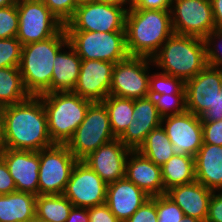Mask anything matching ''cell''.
<instances>
[{
  "label": "cell",
  "mask_w": 222,
  "mask_h": 222,
  "mask_svg": "<svg viewBox=\"0 0 222 222\" xmlns=\"http://www.w3.org/2000/svg\"><path fill=\"white\" fill-rule=\"evenodd\" d=\"M3 148L40 151L54 143L48 132L47 115L39 96L4 107Z\"/></svg>",
  "instance_id": "6da1fadb"
},
{
  "label": "cell",
  "mask_w": 222,
  "mask_h": 222,
  "mask_svg": "<svg viewBox=\"0 0 222 222\" xmlns=\"http://www.w3.org/2000/svg\"><path fill=\"white\" fill-rule=\"evenodd\" d=\"M173 33L170 10H127L125 37L129 56L152 58Z\"/></svg>",
  "instance_id": "7a4b0ae2"
},
{
  "label": "cell",
  "mask_w": 222,
  "mask_h": 222,
  "mask_svg": "<svg viewBox=\"0 0 222 222\" xmlns=\"http://www.w3.org/2000/svg\"><path fill=\"white\" fill-rule=\"evenodd\" d=\"M68 35L63 26L54 36L22 46L19 70L30 95L51 93V77L57 53L66 47Z\"/></svg>",
  "instance_id": "3957f363"
},
{
  "label": "cell",
  "mask_w": 222,
  "mask_h": 222,
  "mask_svg": "<svg viewBox=\"0 0 222 222\" xmlns=\"http://www.w3.org/2000/svg\"><path fill=\"white\" fill-rule=\"evenodd\" d=\"M163 73L182 79H192L207 66L206 46L202 38L173 33L152 57Z\"/></svg>",
  "instance_id": "277c9868"
},
{
  "label": "cell",
  "mask_w": 222,
  "mask_h": 222,
  "mask_svg": "<svg viewBox=\"0 0 222 222\" xmlns=\"http://www.w3.org/2000/svg\"><path fill=\"white\" fill-rule=\"evenodd\" d=\"M47 115L48 132L54 144H67L84 120L92 101L72 91L38 95Z\"/></svg>",
  "instance_id": "5b68a950"
},
{
  "label": "cell",
  "mask_w": 222,
  "mask_h": 222,
  "mask_svg": "<svg viewBox=\"0 0 222 222\" xmlns=\"http://www.w3.org/2000/svg\"><path fill=\"white\" fill-rule=\"evenodd\" d=\"M116 139L110 127L107 109L102 102H92L84 120L67 142L69 151L83 161L100 146Z\"/></svg>",
  "instance_id": "8992f818"
},
{
  "label": "cell",
  "mask_w": 222,
  "mask_h": 222,
  "mask_svg": "<svg viewBox=\"0 0 222 222\" xmlns=\"http://www.w3.org/2000/svg\"><path fill=\"white\" fill-rule=\"evenodd\" d=\"M68 41L82 60L117 63L129 54L125 32L66 31Z\"/></svg>",
  "instance_id": "52a82bcc"
},
{
  "label": "cell",
  "mask_w": 222,
  "mask_h": 222,
  "mask_svg": "<svg viewBox=\"0 0 222 222\" xmlns=\"http://www.w3.org/2000/svg\"><path fill=\"white\" fill-rule=\"evenodd\" d=\"M39 195L63 194L77 159L66 144L39 151Z\"/></svg>",
  "instance_id": "ba28073f"
},
{
  "label": "cell",
  "mask_w": 222,
  "mask_h": 222,
  "mask_svg": "<svg viewBox=\"0 0 222 222\" xmlns=\"http://www.w3.org/2000/svg\"><path fill=\"white\" fill-rule=\"evenodd\" d=\"M17 11L22 46L52 37L64 26L41 0H19Z\"/></svg>",
  "instance_id": "9c48e42d"
},
{
  "label": "cell",
  "mask_w": 222,
  "mask_h": 222,
  "mask_svg": "<svg viewBox=\"0 0 222 222\" xmlns=\"http://www.w3.org/2000/svg\"><path fill=\"white\" fill-rule=\"evenodd\" d=\"M126 8L99 1L80 5L65 24L66 31L125 32Z\"/></svg>",
  "instance_id": "30bf717a"
},
{
  "label": "cell",
  "mask_w": 222,
  "mask_h": 222,
  "mask_svg": "<svg viewBox=\"0 0 222 222\" xmlns=\"http://www.w3.org/2000/svg\"><path fill=\"white\" fill-rule=\"evenodd\" d=\"M170 13L175 34L204 39L216 28L211 0H171Z\"/></svg>",
  "instance_id": "8fae6325"
},
{
  "label": "cell",
  "mask_w": 222,
  "mask_h": 222,
  "mask_svg": "<svg viewBox=\"0 0 222 222\" xmlns=\"http://www.w3.org/2000/svg\"><path fill=\"white\" fill-rule=\"evenodd\" d=\"M152 58L128 56L115 64L110 95L138 99L149 96V72Z\"/></svg>",
  "instance_id": "7c38bea8"
},
{
  "label": "cell",
  "mask_w": 222,
  "mask_h": 222,
  "mask_svg": "<svg viewBox=\"0 0 222 222\" xmlns=\"http://www.w3.org/2000/svg\"><path fill=\"white\" fill-rule=\"evenodd\" d=\"M107 184L84 161L74 165L63 195L73 207L89 208L106 204Z\"/></svg>",
  "instance_id": "4fadbf2b"
},
{
  "label": "cell",
  "mask_w": 222,
  "mask_h": 222,
  "mask_svg": "<svg viewBox=\"0 0 222 222\" xmlns=\"http://www.w3.org/2000/svg\"><path fill=\"white\" fill-rule=\"evenodd\" d=\"M161 124L173 145L174 155L194 157L202 147L203 130L201 117L186 110L180 114L162 117Z\"/></svg>",
  "instance_id": "5bb4252c"
},
{
  "label": "cell",
  "mask_w": 222,
  "mask_h": 222,
  "mask_svg": "<svg viewBox=\"0 0 222 222\" xmlns=\"http://www.w3.org/2000/svg\"><path fill=\"white\" fill-rule=\"evenodd\" d=\"M221 89L222 71L207 65L196 76L185 82L187 111L201 117L212 108Z\"/></svg>",
  "instance_id": "9a60e30c"
},
{
  "label": "cell",
  "mask_w": 222,
  "mask_h": 222,
  "mask_svg": "<svg viewBox=\"0 0 222 222\" xmlns=\"http://www.w3.org/2000/svg\"><path fill=\"white\" fill-rule=\"evenodd\" d=\"M115 63L82 60L77 83L72 92L92 102H102L110 95Z\"/></svg>",
  "instance_id": "2e32d148"
},
{
  "label": "cell",
  "mask_w": 222,
  "mask_h": 222,
  "mask_svg": "<svg viewBox=\"0 0 222 222\" xmlns=\"http://www.w3.org/2000/svg\"><path fill=\"white\" fill-rule=\"evenodd\" d=\"M0 157L7 164L16 190L39 195V151L0 149Z\"/></svg>",
  "instance_id": "e0dca14e"
},
{
  "label": "cell",
  "mask_w": 222,
  "mask_h": 222,
  "mask_svg": "<svg viewBox=\"0 0 222 222\" xmlns=\"http://www.w3.org/2000/svg\"><path fill=\"white\" fill-rule=\"evenodd\" d=\"M130 151V148L116 138L100 146L83 161L106 184H110L125 177L126 161Z\"/></svg>",
  "instance_id": "ac0fdd59"
},
{
  "label": "cell",
  "mask_w": 222,
  "mask_h": 222,
  "mask_svg": "<svg viewBox=\"0 0 222 222\" xmlns=\"http://www.w3.org/2000/svg\"><path fill=\"white\" fill-rule=\"evenodd\" d=\"M133 121L118 138L131 150H137L148 133L162 125V116L155 106L153 97L147 96L134 100Z\"/></svg>",
  "instance_id": "d6986e66"
},
{
  "label": "cell",
  "mask_w": 222,
  "mask_h": 222,
  "mask_svg": "<svg viewBox=\"0 0 222 222\" xmlns=\"http://www.w3.org/2000/svg\"><path fill=\"white\" fill-rule=\"evenodd\" d=\"M150 196L123 177L107 184L106 205L120 222H125Z\"/></svg>",
  "instance_id": "ffe728a7"
},
{
  "label": "cell",
  "mask_w": 222,
  "mask_h": 222,
  "mask_svg": "<svg viewBox=\"0 0 222 222\" xmlns=\"http://www.w3.org/2000/svg\"><path fill=\"white\" fill-rule=\"evenodd\" d=\"M125 177L150 197L166 194L161 166L156 165L137 150H131L128 154Z\"/></svg>",
  "instance_id": "44dd1931"
},
{
  "label": "cell",
  "mask_w": 222,
  "mask_h": 222,
  "mask_svg": "<svg viewBox=\"0 0 222 222\" xmlns=\"http://www.w3.org/2000/svg\"><path fill=\"white\" fill-rule=\"evenodd\" d=\"M212 194V190L196 180L171 187L166 191V195L182 209L184 215L194 217L201 222H205L207 219Z\"/></svg>",
  "instance_id": "7402d4cb"
},
{
  "label": "cell",
  "mask_w": 222,
  "mask_h": 222,
  "mask_svg": "<svg viewBox=\"0 0 222 222\" xmlns=\"http://www.w3.org/2000/svg\"><path fill=\"white\" fill-rule=\"evenodd\" d=\"M195 179L212 191H222V146L203 144L194 156Z\"/></svg>",
  "instance_id": "603a6c76"
},
{
  "label": "cell",
  "mask_w": 222,
  "mask_h": 222,
  "mask_svg": "<svg viewBox=\"0 0 222 222\" xmlns=\"http://www.w3.org/2000/svg\"><path fill=\"white\" fill-rule=\"evenodd\" d=\"M66 48L69 53L61 49L53 62L51 93L73 91L77 83L82 59L69 42Z\"/></svg>",
  "instance_id": "cb8c5ba5"
},
{
  "label": "cell",
  "mask_w": 222,
  "mask_h": 222,
  "mask_svg": "<svg viewBox=\"0 0 222 222\" xmlns=\"http://www.w3.org/2000/svg\"><path fill=\"white\" fill-rule=\"evenodd\" d=\"M36 195L13 192L0 195V222H33L36 218Z\"/></svg>",
  "instance_id": "d4e9b609"
},
{
  "label": "cell",
  "mask_w": 222,
  "mask_h": 222,
  "mask_svg": "<svg viewBox=\"0 0 222 222\" xmlns=\"http://www.w3.org/2000/svg\"><path fill=\"white\" fill-rule=\"evenodd\" d=\"M162 180L165 191L177 185L194 182V157L189 155H173L161 166Z\"/></svg>",
  "instance_id": "484cf974"
},
{
  "label": "cell",
  "mask_w": 222,
  "mask_h": 222,
  "mask_svg": "<svg viewBox=\"0 0 222 222\" xmlns=\"http://www.w3.org/2000/svg\"><path fill=\"white\" fill-rule=\"evenodd\" d=\"M30 96L24 86L19 67L0 68V106L20 103Z\"/></svg>",
  "instance_id": "4316f807"
},
{
  "label": "cell",
  "mask_w": 222,
  "mask_h": 222,
  "mask_svg": "<svg viewBox=\"0 0 222 222\" xmlns=\"http://www.w3.org/2000/svg\"><path fill=\"white\" fill-rule=\"evenodd\" d=\"M73 204L63 194L38 195L36 218L38 222H65Z\"/></svg>",
  "instance_id": "83f0119b"
},
{
  "label": "cell",
  "mask_w": 222,
  "mask_h": 222,
  "mask_svg": "<svg viewBox=\"0 0 222 222\" xmlns=\"http://www.w3.org/2000/svg\"><path fill=\"white\" fill-rule=\"evenodd\" d=\"M172 147L166 131L160 125L148 133L137 151L156 165L162 166L174 155Z\"/></svg>",
  "instance_id": "f1b7e54d"
},
{
  "label": "cell",
  "mask_w": 222,
  "mask_h": 222,
  "mask_svg": "<svg viewBox=\"0 0 222 222\" xmlns=\"http://www.w3.org/2000/svg\"><path fill=\"white\" fill-rule=\"evenodd\" d=\"M102 103L107 109L112 133L119 138L133 121L134 100L109 95Z\"/></svg>",
  "instance_id": "f546056e"
},
{
  "label": "cell",
  "mask_w": 222,
  "mask_h": 222,
  "mask_svg": "<svg viewBox=\"0 0 222 222\" xmlns=\"http://www.w3.org/2000/svg\"><path fill=\"white\" fill-rule=\"evenodd\" d=\"M186 94L185 82L177 77L163 72L149 77V95Z\"/></svg>",
  "instance_id": "4dcf8cb0"
},
{
  "label": "cell",
  "mask_w": 222,
  "mask_h": 222,
  "mask_svg": "<svg viewBox=\"0 0 222 222\" xmlns=\"http://www.w3.org/2000/svg\"><path fill=\"white\" fill-rule=\"evenodd\" d=\"M149 96L153 97L155 106L162 117L180 114L187 110L186 94H160Z\"/></svg>",
  "instance_id": "1f68e13d"
},
{
  "label": "cell",
  "mask_w": 222,
  "mask_h": 222,
  "mask_svg": "<svg viewBox=\"0 0 222 222\" xmlns=\"http://www.w3.org/2000/svg\"><path fill=\"white\" fill-rule=\"evenodd\" d=\"M22 44L17 37L0 39V68L19 67Z\"/></svg>",
  "instance_id": "d6a6232c"
},
{
  "label": "cell",
  "mask_w": 222,
  "mask_h": 222,
  "mask_svg": "<svg viewBox=\"0 0 222 222\" xmlns=\"http://www.w3.org/2000/svg\"><path fill=\"white\" fill-rule=\"evenodd\" d=\"M158 222H182V209L166 194L156 196Z\"/></svg>",
  "instance_id": "836d02e7"
},
{
  "label": "cell",
  "mask_w": 222,
  "mask_h": 222,
  "mask_svg": "<svg viewBox=\"0 0 222 222\" xmlns=\"http://www.w3.org/2000/svg\"><path fill=\"white\" fill-rule=\"evenodd\" d=\"M18 22L17 4L0 8V39L16 37Z\"/></svg>",
  "instance_id": "e575fe53"
},
{
  "label": "cell",
  "mask_w": 222,
  "mask_h": 222,
  "mask_svg": "<svg viewBox=\"0 0 222 222\" xmlns=\"http://www.w3.org/2000/svg\"><path fill=\"white\" fill-rule=\"evenodd\" d=\"M214 39H219V41L222 42V30L215 28L204 38L206 61L208 66L222 71V50L219 49V47H222V44H217V46ZM211 45H214V48L211 47Z\"/></svg>",
  "instance_id": "d590c367"
},
{
  "label": "cell",
  "mask_w": 222,
  "mask_h": 222,
  "mask_svg": "<svg viewBox=\"0 0 222 222\" xmlns=\"http://www.w3.org/2000/svg\"><path fill=\"white\" fill-rule=\"evenodd\" d=\"M52 14L65 26L72 18L77 5L75 0H41Z\"/></svg>",
  "instance_id": "8d00e7d4"
},
{
  "label": "cell",
  "mask_w": 222,
  "mask_h": 222,
  "mask_svg": "<svg viewBox=\"0 0 222 222\" xmlns=\"http://www.w3.org/2000/svg\"><path fill=\"white\" fill-rule=\"evenodd\" d=\"M125 222H158L156 210V196L150 197L139 209Z\"/></svg>",
  "instance_id": "74e56055"
},
{
  "label": "cell",
  "mask_w": 222,
  "mask_h": 222,
  "mask_svg": "<svg viewBox=\"0 0 222 222\" xmlns=\"http://www.w3.org/2000/svg\"><path fill=\"white\" fill-rule=\"evenodd\" d=\"M203 144L222 146V120L202 121Z\"/></svg>",
  "instance_id": "f35d334b"
},
{
  "label": "cell",
  "mask_w": 222,
  "mask_h": 222,
  "mask_svg": "<svg viewBox=\"0 0 222 222\" xmlns=\"http://www.w3.org/2000/svg\"><path fill=\"white\" fill-rule=\"evenodd\" d=\"M89 222H120L106 204L88 208Z\"/></svg>",
  "instance_id": "ab89813d"
},
{
  "label": "cell",
  "mask_w": 222,
  "mask_h": 222,
  "mask_svg": "<svg viewBox=\"0 0 222 222\" xmlns=\"http://www.w3.org/2000/svg\"><path fill=\"white\" fill-rule=\"evenodd\" d=\"M15 182L10 175L7 164L0 157V195L16 192Z\"/></svg>",
  "instance_id": "60d3db41"
},
{
  "label": "cell",
  "mask_w": 222,
  "mask_h": 222,
  "mask_svg": "<svg viewBox=\"0 0 222 222\" xmlns=\"http://www.w3.org/2000/svg\"><path fill=\"white\" fill-rule=\"evenodd\" d=\"M213 194L209 201L208 216L205 222H222V191Z\"/></svg>",
  "instance_id": "b9f144b4"
},
{
  "label": "cell",
  "mask_w": 222,
  "mask_h": 222,
  "mask_svg": "<svg viewBox=\"0 0 222 222\" xmlns=\"http://www.w3.org/2000/svg\"><path fill=\"white\" fill-rule=\"evenodd\" d=\"M131 8L170 10L171 0H130Z\"/></svg>",
  "instance_id": "7bdbcfd3"
},
{
  "label": "cell",
  "mask_w": 222,
  "mask_h": 222,
  "mask_svg": "<svg viewBox=\"0 0 222 222\" xmlns=\"http://www.w3.org/2000/svg\"><path fill=\"white\" fill-rule=\"evenodd\" d=\"M222 120V89L216 96L212 108H209L201 116V121H217Z\"/></svg>",
  "instance_id": "ee69618b"
},
{
  "label": "cell",
  "mask_w": 222,
  "mask_h": 222,
  "mask_svg": "<svg viewBox=\"0 0 222 222\" xmlns=\"http://www.w3.org/2000/svg\"><path fill=\"white\" fill-rule=\"evenodd\" d=\"M65 222H89L88 208L72 207Z\"/></svg>",
  "instance_id": "f6af8a7d"
},
{
  "label": "cell",
  "mask_w": 222,
  "mask_h": 222,
  "mask_svg": "<svg viewBox=\"0 0 222 222\" xmlns=\"http://www.w3.org/2000/svg\"><path fill=\"white\" fill-rule=\"evenodd\" d=\"M215 27L222 30V0H211Z\"/></svg>",
  "instance_id": "bcb514c9"
},
{
  "label": "cell",
  "mask_w": 222,
  "mask_h": 222,
  "mask_svg": "<svg viewBox=\"0 0 222 222\" xmlns=\"http://www.w3.org/2000/svg\"><path fill=\"white\" fill-rule=\"evenodd\" d=\"M5 138L4 107L0 106V149H3Z\"/></svg>",
  "instance_id": "7dc6e473"
},
{
  "label": "cell",
  "mask_w": 222,
  "mask_h": 222,
  "mask_svg": "<svg viewBox=\"0 0 222 222\" xmlns=\"http://www.w3.org/2000/svg\"><path fill=\"white\" fill-rule=\"evenodd\" d=\"M97 1L102 2V3L117 5L122 8H124L125 4H126V5H129V7L127 6L128 9L131 8V1L130 0H97Z\"/></svg>",
  "instance_id": "c3c4849f"
},
{
  "label": "cell",
  "mask_w": 222,
  "mask_h": 222,
  "mask_svg": "<svg viewBox=\"0 0 222 222\" xmlns=\"http://www.w3.org/2000/svg\"><path fill=\"white\" fill-rule=\"evenodd\" d=\"M19 0H0V8L15 5Z\"/></svg>",
  "instance_id": "681fc988"
},
{
  "label": "cell",
  "mask_w": 222,
  "mask_h": 222,
  "mask_svg": "<svg viewBox=\"0 0 222 222\" xmlns=\"http://www.w3.org/2000/svg\"><path fill=\"white\" fill-rule=\"evenodd\" d=\"M182 222H201V221L196 219V218H194V217H190V216L184 215Z\"/></svg>",
  "instance_id": "f907efd6"
},
{
  "label": "cell",
  "mask_w": 222,
  "mask_h": 222,
  "mask_svg": "<svg viewBox=\"0 0 222 222\" xmlns=\"http://www.w3.org/2000/svg\"><path fill=\"white\" fill-rule=\"evenodd\" d=\"M97 0H75V3L78 6L80 5H84V4H88V3H91V2H96Z\"/></svg>",
  "instance_id": "816d5d0a"
}]
</instances>
